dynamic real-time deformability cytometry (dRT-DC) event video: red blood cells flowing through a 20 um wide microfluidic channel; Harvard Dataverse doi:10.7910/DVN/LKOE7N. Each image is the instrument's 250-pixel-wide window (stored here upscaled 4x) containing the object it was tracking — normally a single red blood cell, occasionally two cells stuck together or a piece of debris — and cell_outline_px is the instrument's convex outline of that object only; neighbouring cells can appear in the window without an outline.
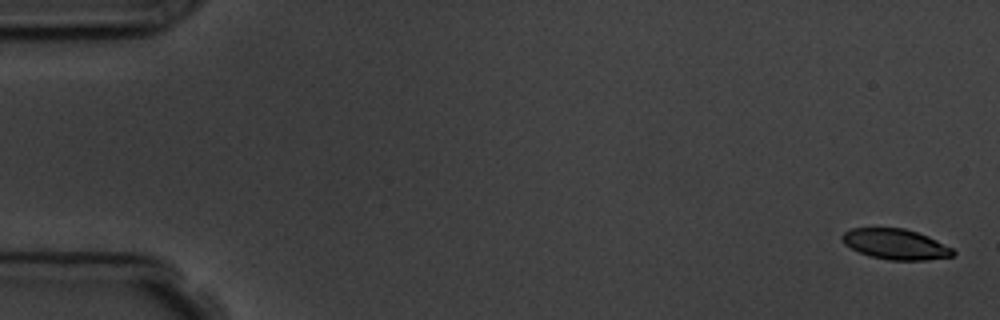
{"species": "common noctule bat (a hibernating species)", "species_latin": "Nyctalus noctula", "temperature_condition": "room temperature", "stored_images_in_passage": 6, "camera_frame_rate_fps": 3000, "um_per_image_px": 0.085, "animal": {"sex": "male", "body_mass_g": 19.5, "forearm_length_mm": 54.6}, "frame": {"image": 1, "passage_image": 1, "time_ms": 0.0, "image_size_px": [1000, 320], "cell_outline_px": [[956, 252], [952, 256], [924, 260], [888, 260], [872, 256], [860, 252], [844, 244], [840, 236], [844, 232], [852, 228], [904, 228], [928, 236], [952, 248]], "centroid_in_image_um": [76.11, 20.75], "position_along_channel_um": 8.9, "area_um2": 19.48}}